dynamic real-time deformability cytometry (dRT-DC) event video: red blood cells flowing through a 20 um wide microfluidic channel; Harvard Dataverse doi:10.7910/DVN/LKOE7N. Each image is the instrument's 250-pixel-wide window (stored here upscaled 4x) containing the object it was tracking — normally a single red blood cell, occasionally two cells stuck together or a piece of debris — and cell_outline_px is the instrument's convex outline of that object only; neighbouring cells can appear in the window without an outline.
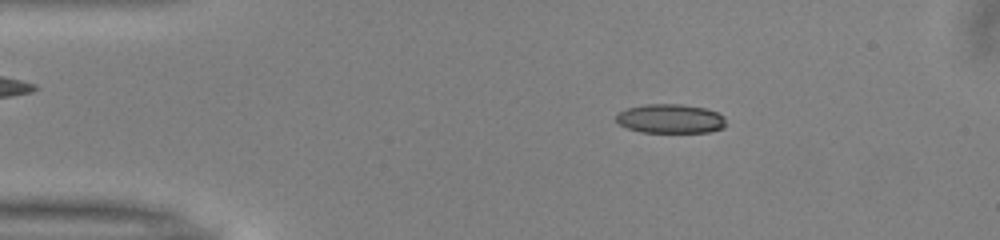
{"species": "common noctule bat (a hibernating species)", "species_latin": "Nyctalus noctula", "temperature_condition": "warm", "stored_images_in_passage": 50, "camera_frame_rate_fps": 3000, "um_per_image_px": 0.085, "animal": {"sex": "male", "body_mass_g": 13.0, "forearm_length_mm": 53.1}, "frame": {"image": 1, "passage_image": 8, "time_ms": 2.333, "image_size_px": [1000, 240], "cell_outline_px": [[724, 128], [708, 132], [640, 132], [628, 128], [620, 124], [616, 120], [616, 116], [620, 112], [628, 108], [644, 104], [680, 104], [708, 108], [724, 116]], "centroid_in_image_um": [57.0, 10.08], "position_along_channel_um": 28.0, "area_um2": 18.61}}
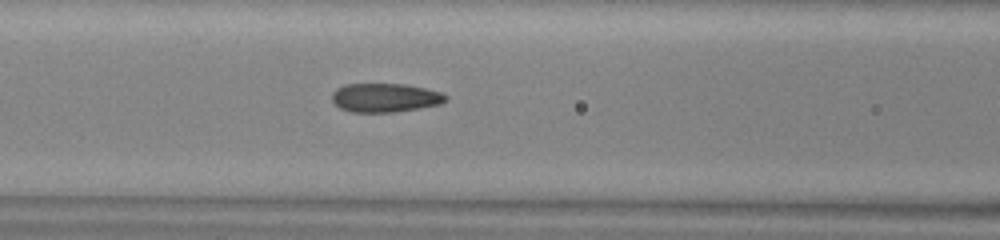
{"frame": {"image": 2, "passage_image": 20, "time_ms": 6.333, "image_size_px": [1000, 240], "cell_outline_px": [[448, 100], [440, 104], [420, 108], [396, 112], [352, 112], [340, 108], [332, 100], [332, 92], [336, 88], [344, 84], [404, 84], [424, 88], [440, 92], [448, 96]], "centroid_in_image_um": [32.73, 8.3], "position_along_channel_um": 133.9, "area_um2": 19.19}}
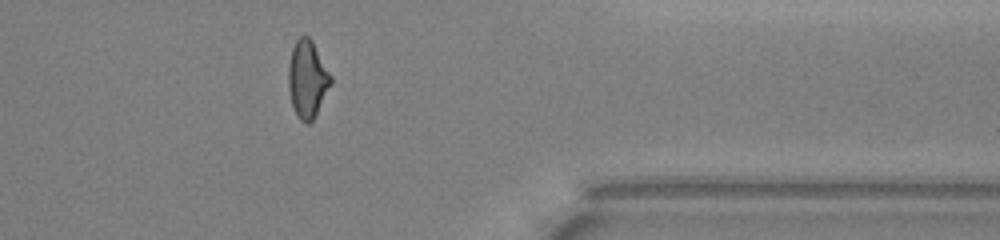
{"frame": {"image": 3, "passage_image": 40, "time_ms": 13.0, "image_size_px": [1000, 240], "cell_outline_px": [[332, 84], [312, 120], [308, 124], [304, 124], [300, 120], [292, 104], [288, 88], [288, 68], [292, 48], [296, 40], [300, 36], [308, 36], [312, 40], [332, 76]], "centroid_in_image_um": [26.13, 6.71], "position_along_channel_um": 385.3, "area_um2": 19.02}, "authors_computed_cell_mechanics": {"area_um2": 19.1896, "velocity_mm_per_s": 4.037, "shape_relaxation_time_tau1_ms": 7.9468, "shape_relaxation_time_tau2_ms": 1.2122, "deformation_change_tau1": 0.191, "deformation_change_tau2": 0.0788}}